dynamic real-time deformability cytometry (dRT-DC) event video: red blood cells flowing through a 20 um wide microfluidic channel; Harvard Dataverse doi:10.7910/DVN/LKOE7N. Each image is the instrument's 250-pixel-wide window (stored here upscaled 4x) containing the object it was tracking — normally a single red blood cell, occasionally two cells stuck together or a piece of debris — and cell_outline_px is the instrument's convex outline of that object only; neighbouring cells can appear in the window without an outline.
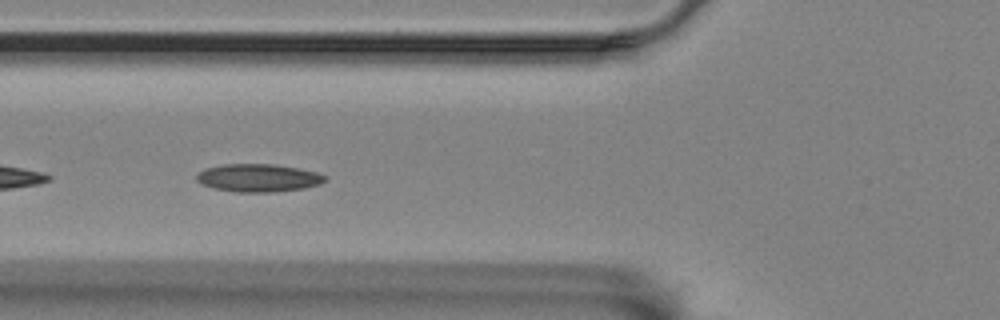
{"species": "Egyptian fruit bat (a non-hibernating species)", "species_latin": "Rousettus aegyptiacus", "temperature_condition": "room temperature", "stored_images_in_passage": 42, "camera_frame_rate_fps": 3000, "um_per_image_px": 0.085, "animal": {"sex": "female"}, "frame": {"image": 1, "passage_image": 5, "time_ms": 1.333, "image_size_px": [1000, 320], "cell_outline_px": [[328, 180], [320, 184], [304, 188], [276, 192], [236, 192], [212, 188], [196, 180], [196, 176], [200, 172], [208, 168], [224, 164], [272, 164], [296, 168], [316, 172], [328, 176]], "centroid_in_image_um": [22.0, 15.13], "position_along_channel_um": 103.8, "area_um2": 20.81}}
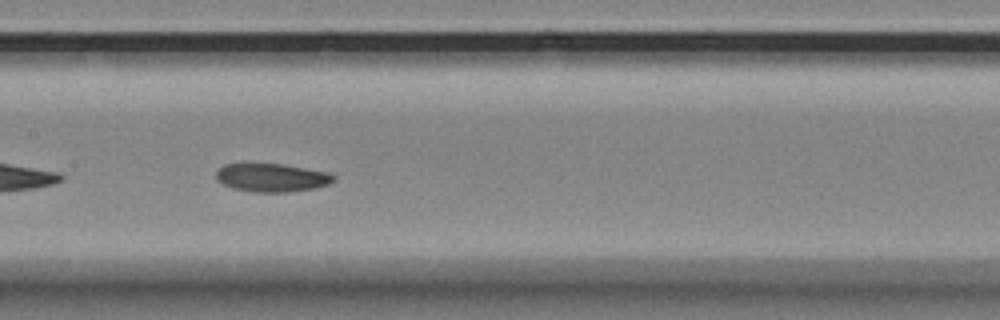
{"frame": {"image": 2, "passage_image": 12, "time_ms": 3.667, "image_size_px": [1000, 320], "cell_outline_px": [[336, 180], [328, 184], [316, 188], [288, 192], [252, 192], [232, 188], [216, 180], [216, 172], [224, 164], [280, 164], [328, 172], [336, 176]], "centroid_in_image_um": [23.12, 15.11], "position_along_channel_um": 184.3, "area_um2": 19.36}}
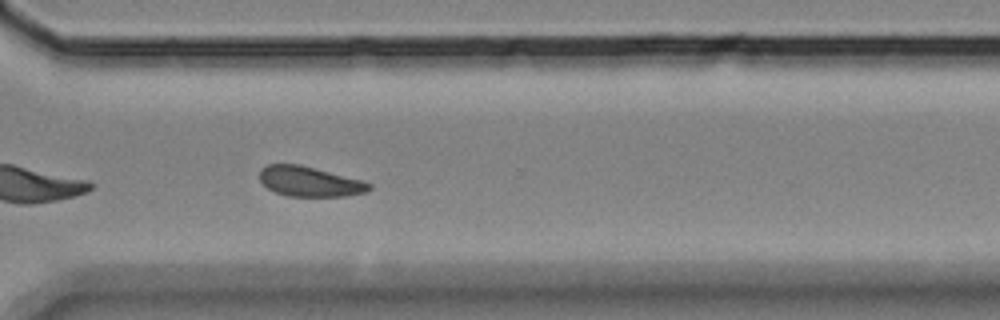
{"frame": {"image": 3, "passage_image": 26, "time_ms": 8.333, "image_size_px": [1000, 320], "cell_outline_px": [[372, 188], [368, 192], [344, 196], [288, 196], [276, 192], [268, 188], [260, 180], [260, 168], [268, 164], [300, 164], [364, 180], [372, 184]], "centroid_in_image_um": [26.36, 15.42], "position_along_channel_um": 344.2, "area_um2": 19.31}}